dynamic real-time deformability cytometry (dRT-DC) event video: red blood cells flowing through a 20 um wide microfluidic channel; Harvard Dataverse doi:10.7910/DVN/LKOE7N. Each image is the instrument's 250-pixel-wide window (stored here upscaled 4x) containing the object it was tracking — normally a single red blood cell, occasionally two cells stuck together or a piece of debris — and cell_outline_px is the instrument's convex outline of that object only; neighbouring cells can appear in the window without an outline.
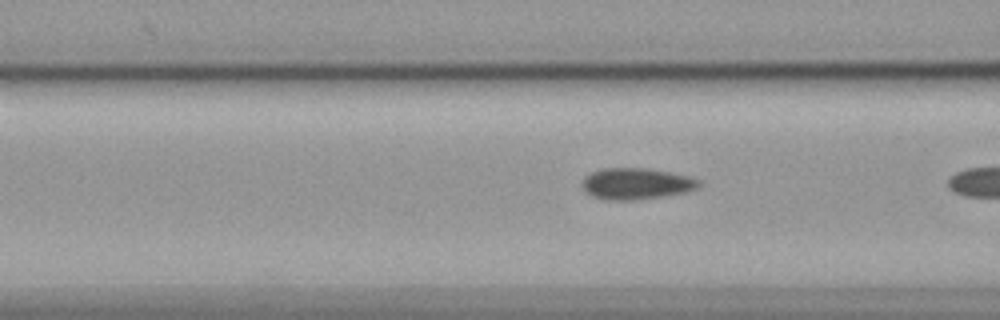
{"species": "common noctule bat (a hibernating species)", "species_latin": "Nyctalus noctula", "temperature_condition": "cold", "stored_images_in_passage": 17, "camera_frame_rate_fps": 3000, "um_per_image_px": 0.085, "animal": {"sex": "female", "body_mass_g": 19.9}, "frame": {"image": 1, "passage_image": 15, "time_ms": 4.667, "image_size_px": [1000, 320], "cell_outline_px": [[700, 184], [696, 188], [688, 192], [664, 196], [636, 200], [604, 200], [592, 196], [584, 192], [580, 184], [580, 180], [584, 176], [600, 168], [648, 168], [688, 176], [700, 180]], "centroid_in_image_um": [54.01, 15.62], "position_along_channel_um": 112.6, "area_um2": 21.68}}